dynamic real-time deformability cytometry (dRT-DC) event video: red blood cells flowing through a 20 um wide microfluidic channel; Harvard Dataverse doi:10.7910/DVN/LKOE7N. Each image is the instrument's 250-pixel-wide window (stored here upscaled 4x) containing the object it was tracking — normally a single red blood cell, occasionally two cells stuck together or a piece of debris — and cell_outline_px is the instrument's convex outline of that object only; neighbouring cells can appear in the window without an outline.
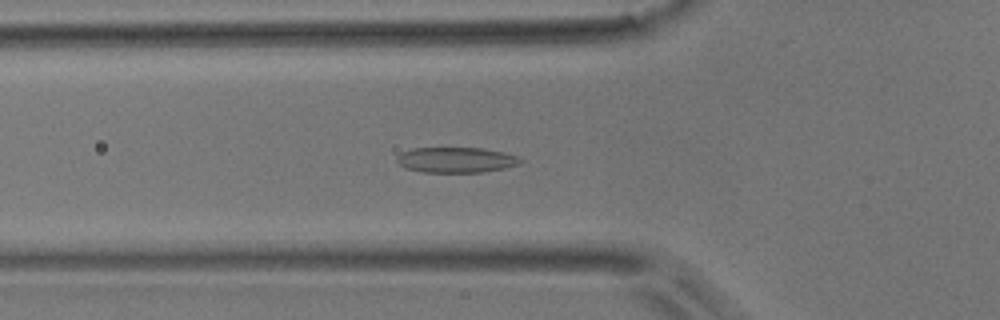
{"species": "common noctule bat (a hibernating species)", "species_latin": "Nyctalus noctula", "temperature_condition": "room temperature", "stored_images_in_passage": 45, "camera_frame_rate_fps": 3000, "um_per_image_px": 0.085, "animal": {"sex": "male", "body_mass_g": 17.9}, "frame": {"image": 1, "passage_image": 17, "time_ms": 5.333, "image_size_px": [1000, 320], "cell_outline_px": [[524, 160], [520, 164], [504, 168], [480, 172], [424, 172], [404, 168], [396, 160], [396, 156], [400, 152], [412, 148], [480, 148], [504, 152], [520, 156]], "centroid_in_image_um": [38.77, 13.59], "position_along_channel_um": 87.0, "area_um2": 18.44}}
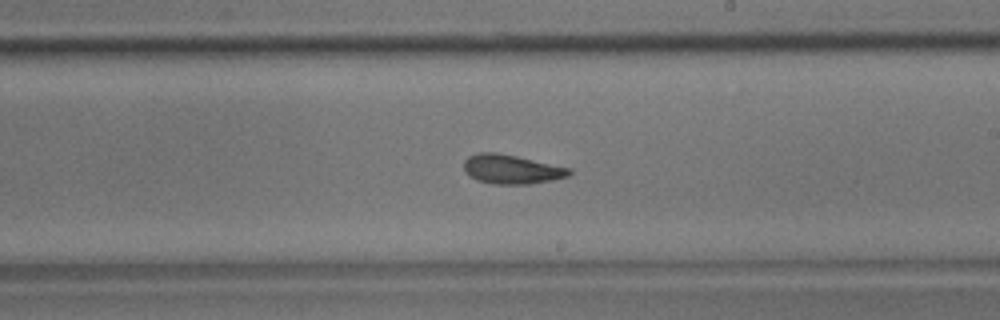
{"frame": {"image": 2, "passage_image": 29, "time_ms": 9.333, "image_size_px": [1000, 320], "cell_outline_px": [[572, 172], [568, 176], [552, 180], [532, 184], [492, 184], [476, 180], [468, 176], [464, 172], [464, 160], [468, 156], [480, 152], [496, 152], [516, 156], [572, 168]], "centroid_in_image_um": [43.46, 14.39], "position_along_channel_um": 245.5, "area_um2": 18.15}}
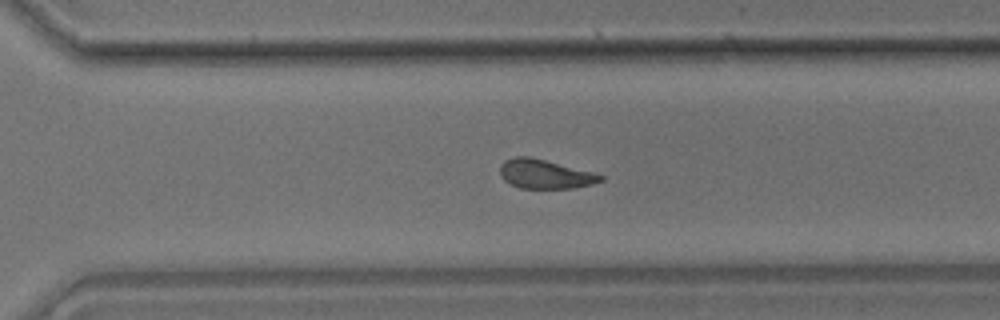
{"frame": {"image": 3, "passage_image": 35, "time_ms": 11.333, "image_size_px": [1000, 320], "cell_outline_px": [[604, 180], [592, 184], [572, 188], [520, 188], [504, 180], [500, 176], [500, 164], [504, 160], [512, 156], [528, 156], [592, 172], [604, 176]], "centroid_in_image_um": [46.28, 14.79], "position_along_channel_um": 324.3, "area_um2": 16.94}}